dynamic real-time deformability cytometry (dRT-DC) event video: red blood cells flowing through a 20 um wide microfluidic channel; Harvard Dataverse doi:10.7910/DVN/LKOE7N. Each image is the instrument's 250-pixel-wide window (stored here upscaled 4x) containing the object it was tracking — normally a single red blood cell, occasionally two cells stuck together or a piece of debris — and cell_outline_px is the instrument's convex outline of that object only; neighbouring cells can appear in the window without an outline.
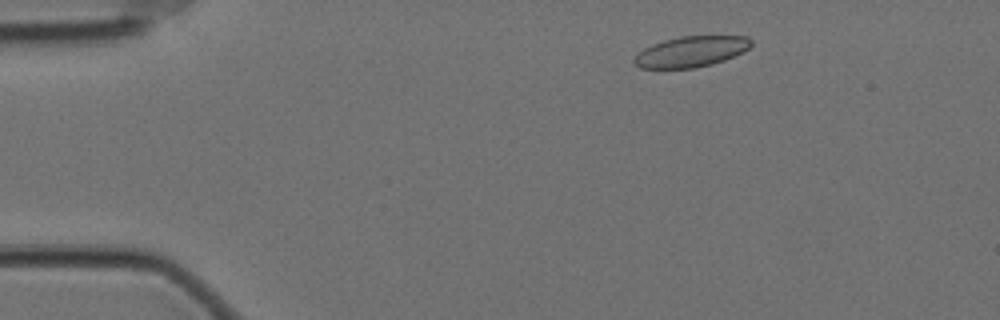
{"species": "Egyptian fruit bat (a non-hibernating species)", "species_latin": "Rousettus aegyptiacus", "temperature_condition": "cold", "stored_images_in_passage": 43, "camera_frame_rate_fps": 3000, "um_per_image_px": 0.085, "animal": {"sex": "female"}, "frame": {"image": 1, "passage_image": 5, "time_ms": 1.333, "image_size_px": [1000, 320], "cell_outline_px": [[752, 44], [744, 52], [724, 60], [712, 64], [692, 68], [640, 68], [632, 64], [632, 60], [644, 48], [652, 44], [664, 40], [680, 36], [748, 36], [752, 40]], "centroid_in_image_um": [58.74, 4.38], "position_along_channel_um": 26.3, "area_um2": 20.98}}
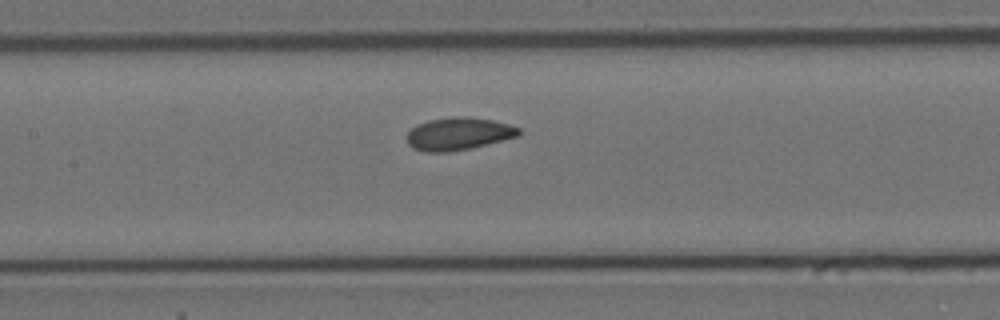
{"frame": {"image": 2, "passage_image": 23, "time_ms": 7.333, "image_size_px": [1000, 320], "cell_outline_px": [[520, 136], [472, 148], [448, 152], [424, 152], [412, 148], [408, 144], [408, 132], [416, 124], [428, 120], [452, 116], [468, 116], [492, 120], [508, 124], [520, 128]], "centroid_in_image_um": [38.97, 11.37], "position_along_channel_um": 168.4, "area_um2": 21.5}}
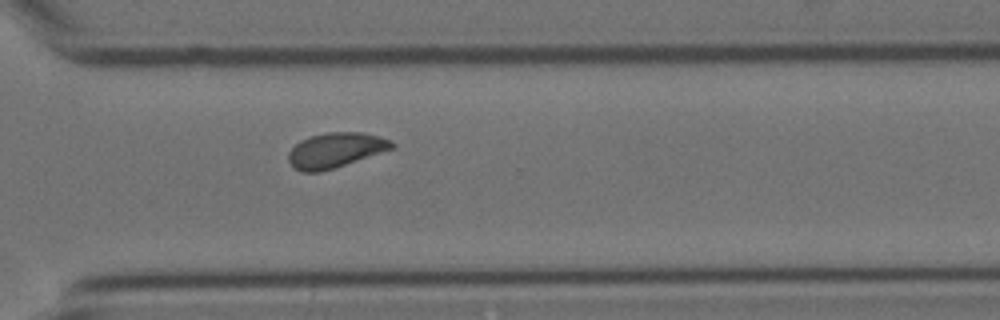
{"frame": {"image": 3, "passage_image": 38, "time_ms": 12.333, "image_size_px": [1000, 320], "cell_outline_px": [[396, 144], [392, 148], [320, 172], [300, 172], [292, 168], [288, 160], [288, 152], [300, 140], [312, 136], [328, 132], [360, 132], [392, 140]], "centroid_in_image_um": [28.45, 12.77], "position_along_channel_um": 342.2, "area_um2": 20.69}}